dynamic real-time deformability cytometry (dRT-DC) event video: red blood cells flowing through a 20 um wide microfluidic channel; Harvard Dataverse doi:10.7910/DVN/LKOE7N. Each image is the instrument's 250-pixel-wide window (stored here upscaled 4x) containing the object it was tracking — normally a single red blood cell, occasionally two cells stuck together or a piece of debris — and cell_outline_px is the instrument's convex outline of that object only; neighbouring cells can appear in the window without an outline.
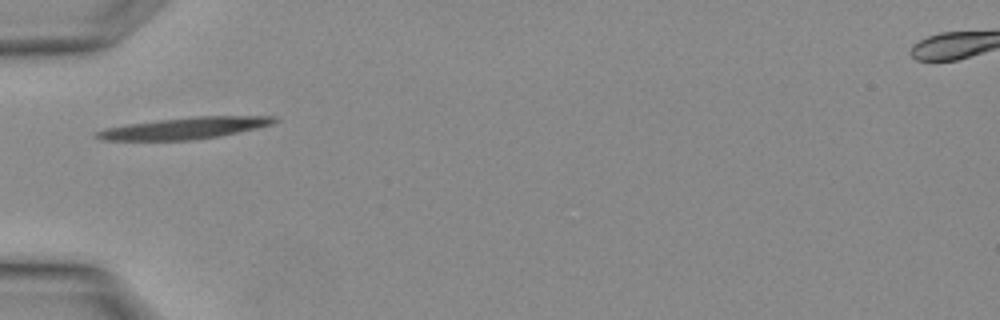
{"species": "Egyptian fruit bat (a non-hibernating species)", "species_latin": "Rousettus aegyptiacus", "temperature_condition": "warm", "stored_images_in_passage": 5, "camera_frame_rate_fps": 3000, "um_per_image_px": 0.085, "animal": {"sex": "female"}, "frame": {"image": 1, "passage_image": 5, "time_ms": 1.333, "image_size_px": [1000, 320], "cell_outline_px": [[276, 120], [272, 124], [256, 128], [220, 136], [188, 140], [100, 140], [92, 136], [96, 132], [104, 128], [128, 124], [160, 120], [196, 116], [276, 116]], "centroid_in_image_um": [15.65, 10.89], "position_along_channel_um": 69.4, "area_um2": 22.14}}